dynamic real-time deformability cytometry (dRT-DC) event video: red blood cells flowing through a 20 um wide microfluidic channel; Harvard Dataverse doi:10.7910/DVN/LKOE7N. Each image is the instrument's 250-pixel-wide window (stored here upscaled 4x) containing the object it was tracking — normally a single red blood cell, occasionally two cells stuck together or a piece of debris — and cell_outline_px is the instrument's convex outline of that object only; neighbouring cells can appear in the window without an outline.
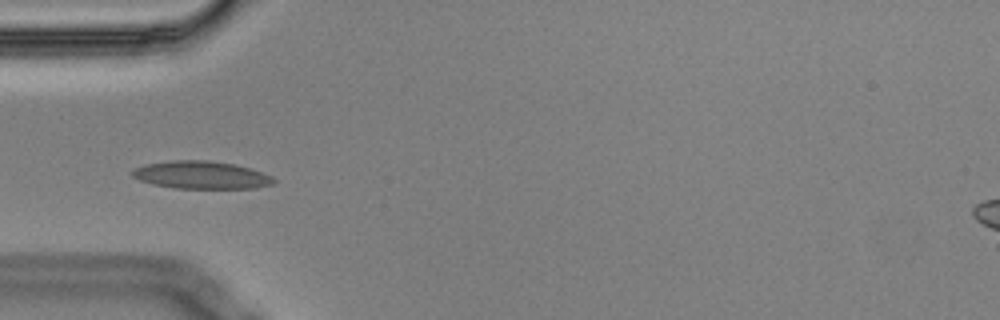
{"species": "Egyptian fruit bat (a non-hibernating species)", "species_latin": "Rousettus aegyptiacus", "temperature_condition": "cold", "stored_images_in_passage": 13, "camera_frame_rate_fps": 3000, "um_per_image_px": 0.085, "animal": {"sex": "male"}, "frame": {"image": 1, "passage_image": 3, "time_ms": 0.667, "image_size_px": [1000, 320], "cell_outline_px": [[276, 180], [272, 184], [256, 188], [176, 188], [152, 184], [140, 180], [132, 176], [128, 172], [132, 168], [144, 164], [172, 160], [208, 160], [236, 164], [252, 168], [272, 176]], "centroid_in_image_um": [17.08, 14.86], "position_along_channel_um": 67.9, "area_um2": 23.12}}
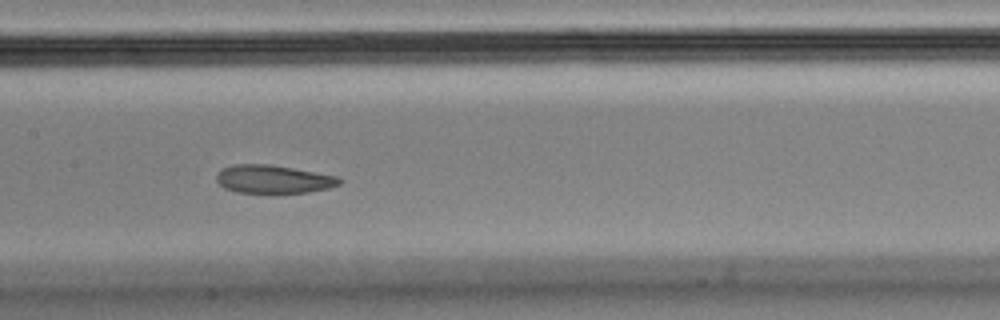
{"frame": {"image": 2, "passage_image": 6, "time_ms": 1.667, "image_size_px": [1000, 320], "cell_outline_px": [[344, 180], [340, 184], [328, 188], [308, 192], [272, 196], [236, 192], [224, 188], [216, 180], [216, 172], [220, 168], [232, 164], [268, 164], [340, 176]], "centroid_in_image_um": [23.22, 15.27], "position_along_channel_um": 184.2, "area_um2": 21.33}}
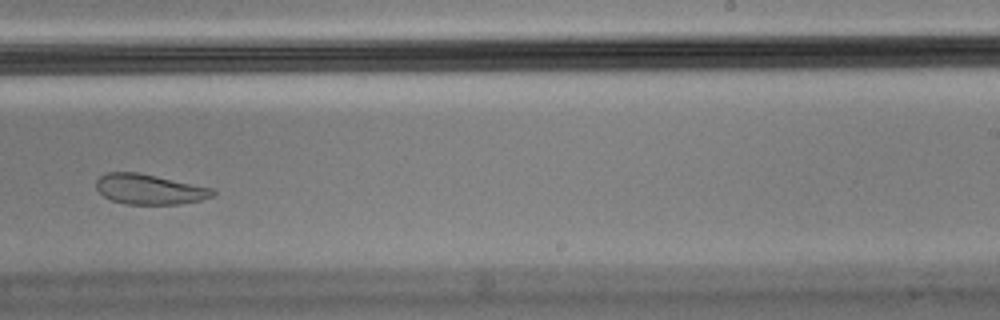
{"frame": {"image": 3, "passage_image": 8, "time_ms": 2.333, "image_size_px": [1000, 320], "cell_outline_px": [[216, 196], [200, 200], [180, 204], [124, 204], [112, 200], [104, 196], [96, 188], [96, 180], [100, 176], [108, 172], [136, 172], [216, 188]], "centroid_in_image_um": [12.76, 16.09], "position_along_channel_um": 276.2, "area_um2": 20.63}}